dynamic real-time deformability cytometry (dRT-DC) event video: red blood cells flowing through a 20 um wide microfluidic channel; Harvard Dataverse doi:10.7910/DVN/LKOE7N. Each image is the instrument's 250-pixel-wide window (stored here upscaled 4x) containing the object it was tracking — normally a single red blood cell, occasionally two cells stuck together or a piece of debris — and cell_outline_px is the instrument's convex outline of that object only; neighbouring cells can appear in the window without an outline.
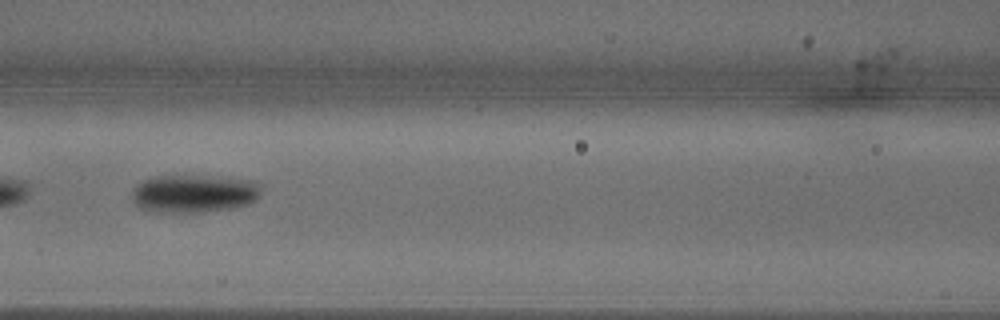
{"species": "common noctule bat (a hibernating species)", "species_latin": "Nyctalus noctula", "temperature_condition": "warm", "stored_images_in_passage": 16, "camera_frame_rate_fps": 3000, "um_per_image_px": 0.085, "animal": {"sex": "male", "body_mass_g": 18.8}, "frame": {"image": 1, "passage_image": 7, "time_ms": 2.0, "image_size_px": [1000, 320], "cell_outline_px": [[260, 196], [256, 200], [248, 204], [232, 208], [204, 212], [148, 212], [140, 208], [132, 200], [132, 192], [136, 184], [140, 180], [152, 176], [220, 176], [256, 180], [260, 184]], "centroid_in_image_um": [16.48, 16.44], "position_along_channel_um": 150.1, "area_um2": 29.25}}
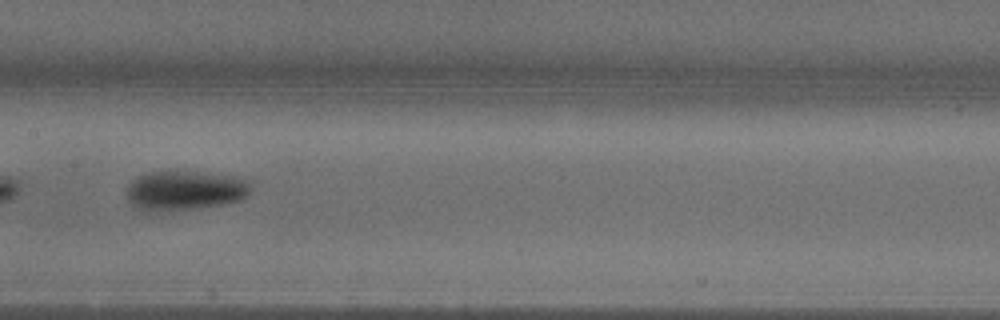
{"frame": {"image": 2, "passage_image": 10, "time_ms": 3.0, "image_size_px": [1000, 320], "cell_outline_px": [[252, 188], [240, 200], [224, 204], [200, 208], [140, 208], [132, 204], [128, 200], [128, 184], [132, 180], [140, 176], [152, 172], [192, 172], [232, 176], [248, 180]], "centroid_in_image_um": [15.78, 16.16], "position_along_channel_um": 191.6, "area_um2": 27.28}}